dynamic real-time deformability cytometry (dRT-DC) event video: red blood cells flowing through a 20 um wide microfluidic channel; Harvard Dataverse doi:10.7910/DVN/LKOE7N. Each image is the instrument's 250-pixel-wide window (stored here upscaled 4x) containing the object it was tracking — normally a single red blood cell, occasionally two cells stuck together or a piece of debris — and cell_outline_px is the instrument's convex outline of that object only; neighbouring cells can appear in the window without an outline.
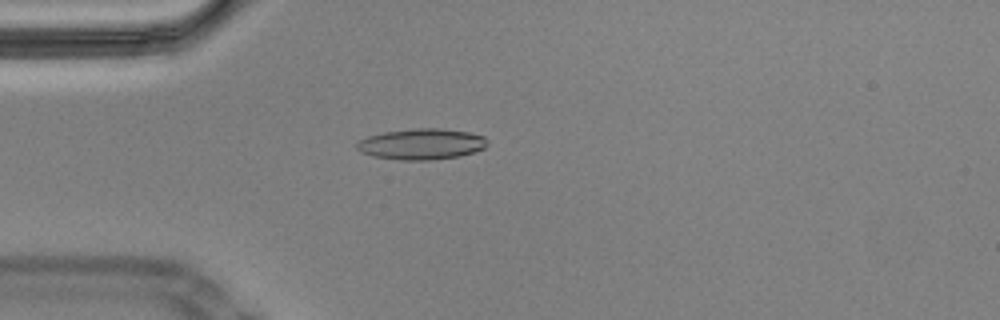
{"species": "Egyptian fruit bat (a non-hibernating species)", "species_latin": "Rousettus aegyptiacus", "temperature_condition": "cold", "stored_images_in_passage": 43, "camera_frame_rate_fps": 3000, "um_per_image_px": 0.085, "animal": {"sex": "male"}, "frame": {"image": 1, "passage_image": 1, "time_ms": 0.0, "image_size_px": [1000, 320], "cell_outline_px": [[488, 144], [484, 148], [460, 156], [432, 160], [400, 160], [372, 156], [360, 152], [356, 148], [356, 144], [360, 140], [368, 136], [384, 132], [416, 128], [440, 128], [468, 132], [484, 136], [488, 140]], "centroid_in_image_um": [35.83, 12.25], "position_along_channel_um": 49.2, "area_um2": 23.58}, "authors_computed_cell_mechanics": {"area_um2": 24.2182, "velocity_mm_per_s": 3.4677, "shape_relaxation_time_tau1_ms": null, "shape_relaxation_time_tau2_ms": 1.9603, "deformation_change_tau1": null, "deformation_change_tau2": 0.0882}}